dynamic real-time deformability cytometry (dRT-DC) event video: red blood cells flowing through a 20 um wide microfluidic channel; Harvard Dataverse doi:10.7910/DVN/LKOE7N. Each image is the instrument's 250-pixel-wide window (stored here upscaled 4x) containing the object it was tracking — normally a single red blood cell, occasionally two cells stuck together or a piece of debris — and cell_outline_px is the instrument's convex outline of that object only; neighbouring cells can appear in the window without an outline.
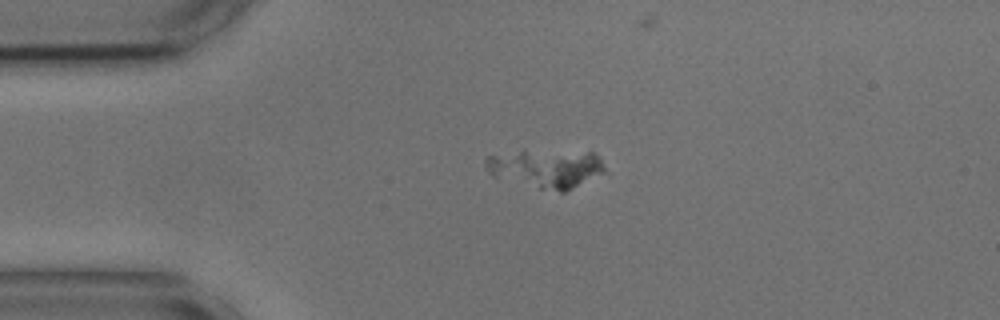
{"species": "common noctule bat (a hibernating species)", "species_latin": "Nyctalus noctula", "temperature_condition": "cold", "stored_images_in_passage": 37, "segment_of_instrument_passage": [1, 2], "camera_frame_rate_fps": 3000, "um_per_image_px": 0.085, "animal": {"sex": "male", "body_mass_g": 17.9, "forearm_length_mm": 54.2}, "frame": {"image": 1, "passage_image": 1, "time_ms": 0.0, "image_size_px": [1000, 320], "cell_outline_px": [[604, 172], [568, 192], [560, 192], [540, 188], [492, 176], [488, 172], [484, 164], [484, 160], [488, 156], [524, 148], [596, 152], [600, 156], [604, 168]], "centroid_in_image_um": [46.42, 14.26], "position_along_channel_um": 38.6, "area_um2": 27.63}}